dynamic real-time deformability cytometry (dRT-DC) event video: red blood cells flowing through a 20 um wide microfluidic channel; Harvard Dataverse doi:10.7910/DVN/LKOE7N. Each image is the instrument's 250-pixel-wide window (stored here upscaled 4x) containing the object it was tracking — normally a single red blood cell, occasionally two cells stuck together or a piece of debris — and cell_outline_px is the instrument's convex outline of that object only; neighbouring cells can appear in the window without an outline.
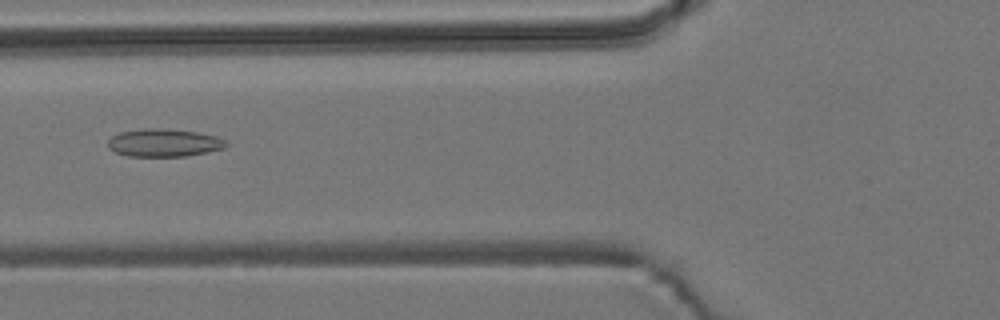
{"species": "common noctule bat (a hibernating species)", "species_latin": "Nyctalus noctula", "temperature_condition": "room temperature", "stored_images_in_passage": 50, "camera_frame_rate_fps": 3000, "um_per_image_px": 0.085, "animal": {"sex": "male", "body_mass_g": 19.2, "forearm_length_mm": 51.8}, "frame": {"image": 1, "passage_image": 15, "time_ms": 4.667, "image_size_px": [1000, 320], "cell_outline_px": [[228, 144], [224, 148], [208, 152], [184, 156], [128, 156], [116, 152], [108, 148], [108, 140], [112, 136], [120, 132], [144, 128], [160, 128], [196, 132], [216, 136], [224, 140]], "centroid_in_image_um": [13.92, 12.13], "position_along_channel_um": 111.9, "area_um2": 19.07}}
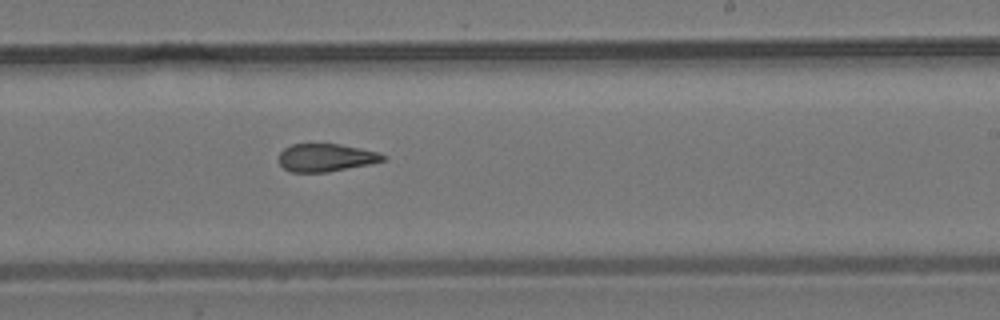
{"frame": {"image": 2, "passage_image": 27, "time_ms": 8.667, "image_size_px": [1000, 320], "cell_outline_px": [[388, 160], [328, 172], [292, 172], [284, 168], [280, 164], [280, 152], [284, 148], [292, 144], [340, 144], [380, 152], [388, 156]], "centroid_in_image_um": [27.76, 13.39], "position_along_channel_um": 261.2, "area_um2": 16.94}}
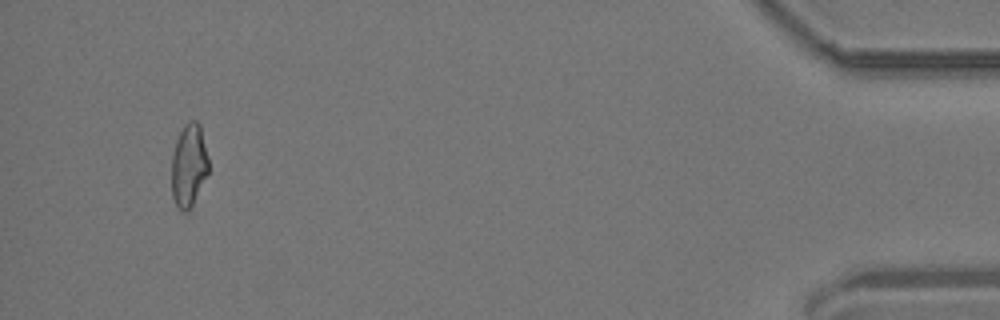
{"frame": {"image": 3, "passage_image": 46, "time_ms": 15.0, "image_size_px": [1000, 320], "cell_outline_px": [[208, 172], [188, 212], [184, 212], [176, 204], [172, 196], [172, 156], [176, 140], [184, 124], [188, 120], [196, 120], [200, 124], [208, 156]], "centroid_in_image_um": [16.05, 14.01], "position_along_channel_um": 419.2, "area_um2": 17.69}, "authors_computed_cell_mechanics": {"area_um2": 17.8891, "velocity_mm_per_s": 3.7337, "shape_relaxation_time_tau1_ms": null, "shape_relaxation_time_tau2_ms": 2.611, "deformation_change_tau1": null, "deformation_change_tau2": 0.1067}}